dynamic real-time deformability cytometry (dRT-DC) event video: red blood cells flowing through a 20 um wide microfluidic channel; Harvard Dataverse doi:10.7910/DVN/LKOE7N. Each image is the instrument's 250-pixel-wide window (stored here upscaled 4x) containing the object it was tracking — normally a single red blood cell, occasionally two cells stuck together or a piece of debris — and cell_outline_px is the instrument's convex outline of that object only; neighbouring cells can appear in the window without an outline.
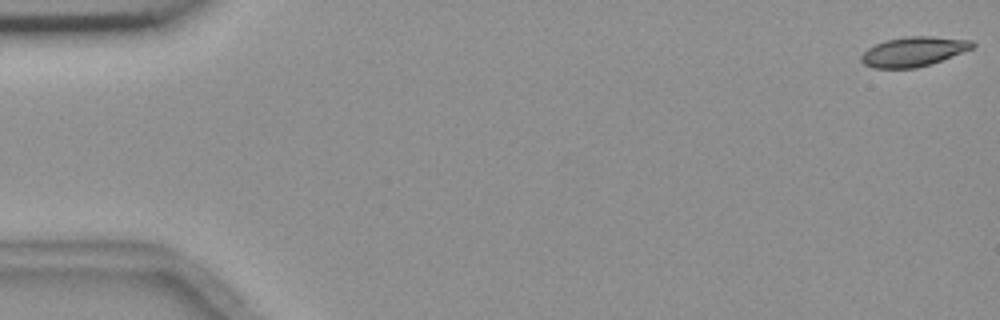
{"species": "common noctule bat (a hibernating species)", "species_latin": "Nyctalus noctula", "temperature_condition": "room temperature", "stored_images_in_passage": 56, "camera_frame_rate_fps": 3000, "um_per_image_px": 0.085, "animal": {"sex": "female", "body_mass_g": 18.4}, "frame": {"image": 1, "passage_image": 1, "time_ms": 0.0, "image_size_px": [1000, 320], "cell_outline_px": [[976, 44], [972, 48], [932, 64], [916, 68], [872, 68], [864, 64], [860, 60], [860, 56], [868, 48], [884, 40], [908, 36], [932, 36], [972, 40]], "centroid_in_image_um": [77.64, 4.38], "position_along_channel_um": 7.4, "area_um2": 19.25}}
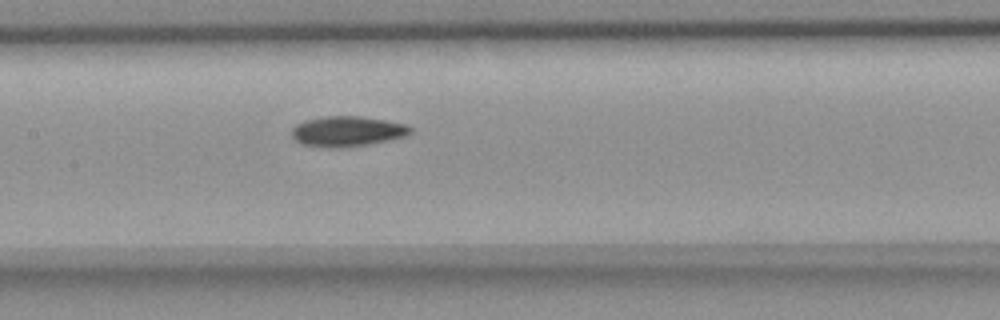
{"frame": {"image": 2, "passage_image": 27, "time_ms": 8.667, "image_size_px": [1000, 320], "cell_outline_px": [[412, 132], [404, 136], [388, 140], [368, 144], [340, 148], [304, 144], [296, 140], [292, 136], [292, 128], [296, 124], [304, 120], [324, 116], [360, 116], [384, 120], [404, 124], [412, 128]], "centroid_in_image_um": [29.51, 11.15], "position_along_channel_um": 177.9, "area_um2": 20.63}}
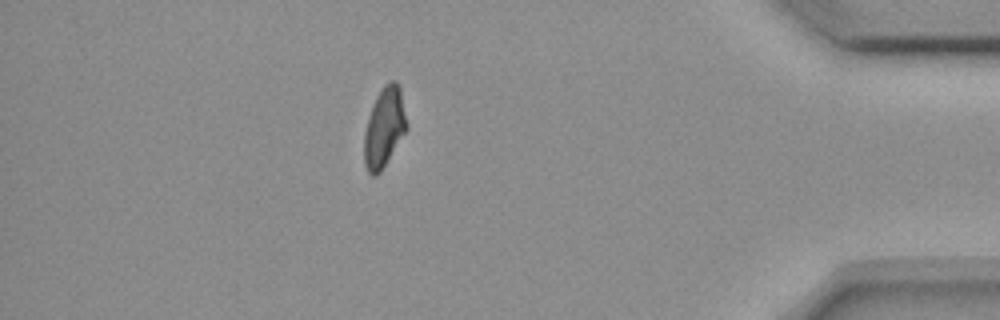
{"frame": {"image": 3, "passage_image": 49, "time_ms": 16.0, "image_size_px": [1000, 320], "cell_outline_px": [[408, 128], [380, 172], [376, 176], [372, 176], [368, 172], [364, 164], [364, 132], [368, 116], [376, 96], [384, 84], [388, 80], [396, 80], [400, 88], [408, 124]], "centroid_in_image_um": [32.66, 10.81], "position_along_channel_um": 402.5, "area_um2": 19.88}, "authors_computed_cell_mechanics": {"area_um2": 19.8254, "velocity_mm_per_s": 3.6546, "shape_relaxation_time_tau1_ms": 6.5393, "shape_relaxation_time_tau2_ms": null, "deformation_change_tau1": 0.1564, "deformation_change_tau2": null}}